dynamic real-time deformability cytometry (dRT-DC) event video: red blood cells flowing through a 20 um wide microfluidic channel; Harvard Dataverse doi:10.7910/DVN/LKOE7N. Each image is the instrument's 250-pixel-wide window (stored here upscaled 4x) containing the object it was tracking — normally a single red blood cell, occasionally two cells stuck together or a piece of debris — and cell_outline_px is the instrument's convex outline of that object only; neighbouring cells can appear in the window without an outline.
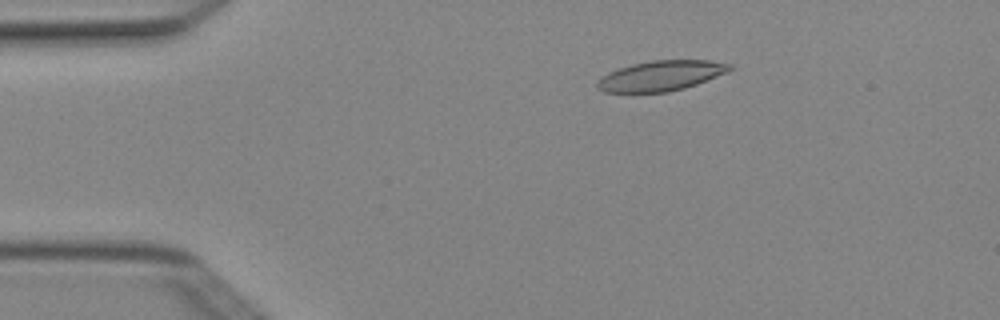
{"species": "Egyptian fruit bat (a non-hibernating species)", "species_latin": "Rousettus aegyptiacus", "temperature_condition": "cold", "stored_images_in_passage": 4, "camera_frame_rate_fps": 3000, "um_per_image_px": 0.085, "animal": {"sex": "female"}, "frame": {"image": 1, "passage_image": 2, "time_ms": 0.333, "image_size_px": [1000, 320], "cell_outline_px": [[732, 68], [728, 72], [696, 84], [684, 88], [668, 92], [604, 92], [596, 88], [596, 84], [608, 72], [632, 64], [652, 60], [708, 60], [732, 64]], "centroid_in_image_um": [56.2, 6.44], "position_along_channel_um": 28.8, "area_um2": 23.12}}
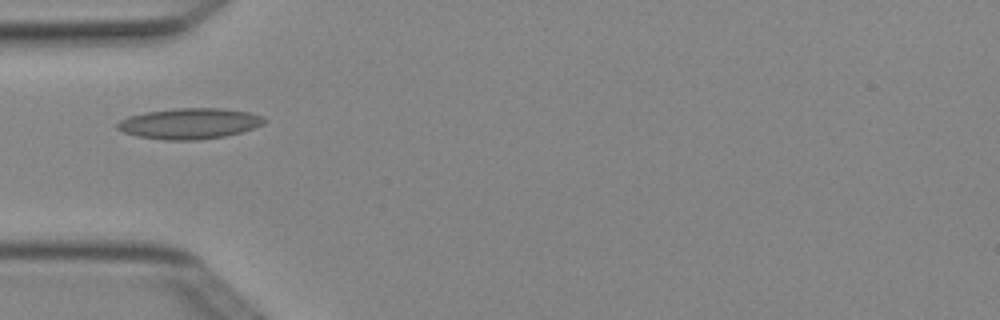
{"frame": {"image": 2, "passage_image": 4, "time_ms": 1.0, "image_size_px": [1000, 320], "cell_outline_px": [[268, 120], [264, 124], [240, 132], [224, 136], [196, 140], [164, 140], [136, 136], [124, 132], [116, 128], [116, 124], [120, 120], [128, 116], [144, 112], [176, 108], [220, 108], [248, 112], [264, 116]], "centroid_in_image_um": [16.1, 10.49], "position_along_channel_um": 68.9, "area_um2": 26.41}}